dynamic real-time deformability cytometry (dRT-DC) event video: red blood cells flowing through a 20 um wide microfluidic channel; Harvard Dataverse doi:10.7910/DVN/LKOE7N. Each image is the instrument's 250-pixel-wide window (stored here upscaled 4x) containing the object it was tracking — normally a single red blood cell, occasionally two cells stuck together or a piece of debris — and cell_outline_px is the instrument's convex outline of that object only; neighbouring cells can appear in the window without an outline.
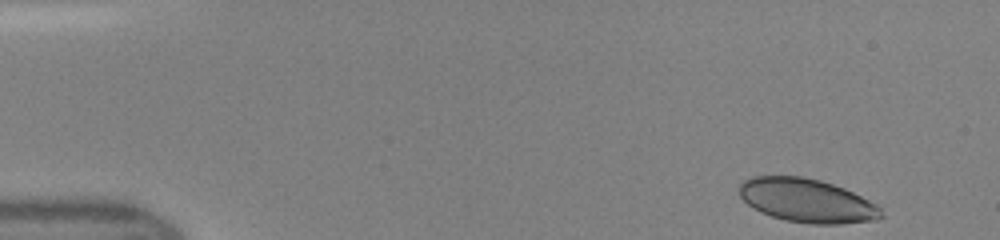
{"species": "human", "species_latin": "Homo sapiens", "temperature_condition": "room temperature", "stored_images_in_passage": 8, "camera_frame_rate_fps": 3000, "um_per_image_px": 0.085, "donor": {"sex": "female"}, "frame": {"image": 1, "passage_image": 1, "time_ms": 0.0, "image_size_px": [1000, 240], "cell_outline_px": [[884, 216], [876, 220], [840, 224], [812, 224], [784, 220], [760, 212], [752, 208], [740, 196], [740, 184], [744, 180], [752, 176], [800, 176], [820, 180], [844, 188], [876, 204], [880, 208]], "centroid_in_image_um": [68.58, 17.05], "position_along_channel_um": 16.4, "area_um2": 36.07}}